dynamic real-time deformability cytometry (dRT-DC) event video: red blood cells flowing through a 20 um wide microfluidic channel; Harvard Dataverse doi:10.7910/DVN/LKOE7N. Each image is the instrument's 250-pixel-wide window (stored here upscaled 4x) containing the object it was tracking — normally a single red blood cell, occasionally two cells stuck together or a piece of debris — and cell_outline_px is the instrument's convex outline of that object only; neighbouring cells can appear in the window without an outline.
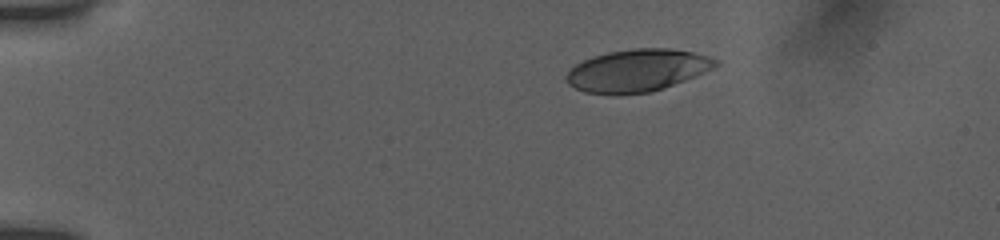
{"species": "human", "species_latin": "Homo sapiens", "temperature_condition": "room temperature", "stored_images_in_passage": 7, "camera_frame_rate_fps": 3000, "um_per_image_px": 0.085, "donor": {"sex": "female"}, "frame": {"image": 1, "passage_image": 1, "time_ms": 0.0, "image_size_px": [1000, 240], "cell_outline_px": [[720, 64], [704, 72], [664, 88], [652, 92], [616, 96], [584, 92], [568, 84], [564, 80], [564, 76], [576, 64], [592, 56], [608, 52], [632, 48], [668, 48], [692, 52], [708, 56], [720, 60]], "centroid_in_image_um": [54.14, 6.0], "position_along_channel_um": 30.9, "area_um2": 37.17}}
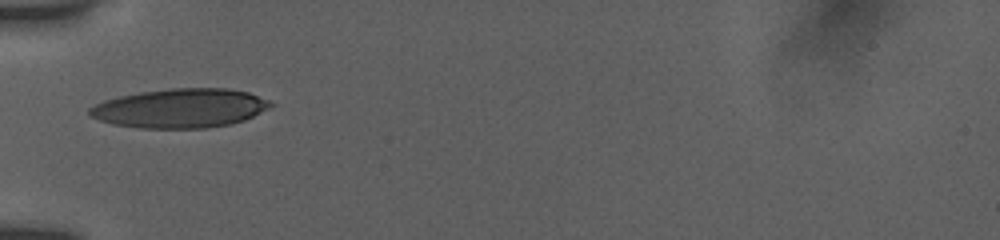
{"frame": {"image": 2, "passage_image": 6, "time_ms": 3.0, "image_size_px": [1000, 240], "cell_outline_px": [[276, 104], [244, 120], [228, 124], [204, 128], [140, 128], [112, 124], [88, 116], [88, 108], [104, 100], [120, 96], [140, 92], [172, 88], [228, 88], [248, 92], [268, 100]], "centroid_in_image_um": [15.29, 9.19], "position_along_channel_um": 69.7, "area_um2": 41.21}}